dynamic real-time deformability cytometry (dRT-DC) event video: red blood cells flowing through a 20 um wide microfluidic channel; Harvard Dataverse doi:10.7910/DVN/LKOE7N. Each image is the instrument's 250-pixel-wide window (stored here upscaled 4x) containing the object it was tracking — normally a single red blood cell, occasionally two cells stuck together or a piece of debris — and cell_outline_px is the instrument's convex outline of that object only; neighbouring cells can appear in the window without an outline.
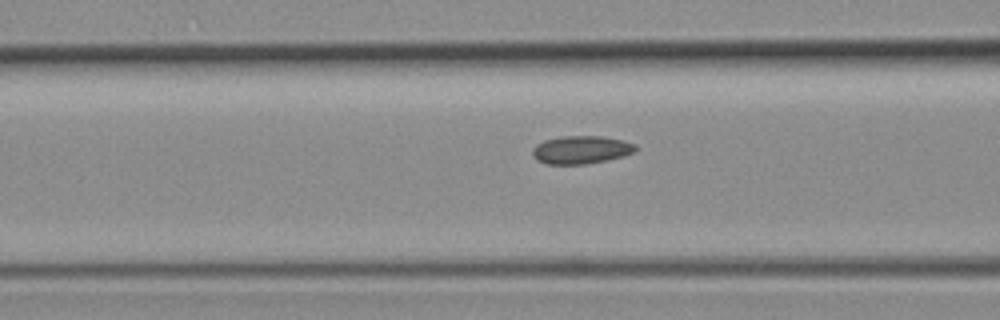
{"species": "common noctule bat (a hibernating species)", "species_latin": "Nyctalus noctula", "temperature_condition": "room temperature", "stored_images_in_passage": 5, "camera_frame_rate_fps": 3000, "um_per_image_px": 0.085, "animal": {"sex": "female", "body_mass_g": 19.3, "forearm_length_mm": 54.1}, "frame": {"image": 1, "passage_image": 5, "time_ms": 5.667, "image_size_px": [1000, 320], "cell_outline_px": [[636, 148], [632, 152], [624, 156], [608, 160], [584, 164], [544, 164], [536, 160], [532, 156], [532, 148], [536, 144], [544, 140], [560, 136], [604, 136], [636, 144]], "centroid_in_image_um": [49.34, 12.73], "position_along_channel_um": 117.3, "area_um2": 16.94}}